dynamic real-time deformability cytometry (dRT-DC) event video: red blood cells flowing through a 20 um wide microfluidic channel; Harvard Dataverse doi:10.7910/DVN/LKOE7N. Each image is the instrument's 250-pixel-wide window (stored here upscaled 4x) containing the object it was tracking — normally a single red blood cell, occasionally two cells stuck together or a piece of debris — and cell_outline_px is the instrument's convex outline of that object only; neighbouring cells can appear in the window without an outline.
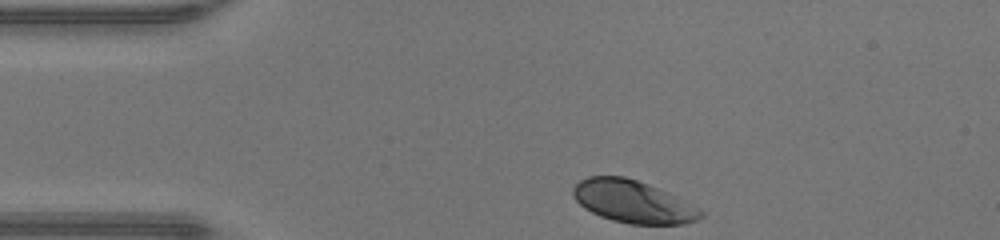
{"species": "human", "species_latin": "Homo sapiens", "temperature_condition": "warm", "stored_images_in_passage": 30, "camera_frame_rate_fps": 3000, "um_per_image_px": 0.085, "donor": {"sex": "male"}, "frame": {"image": 1, "passage_image": 1, "time_ms": 0.0, "image_size_px": [1000, 240], "cell_outline_px": [[704, 216], [696, 220], [684, 224], [632, 224], [612, 220], [600, 216], [584, 208], [576, 200], [572, 192], [572, 188], [580, 180], [588, 176], [624, 176], [648, 184], [676, 196], [704, 212]], "centroid_in_image_um": [53.78, 17.14], "position_along_channel_um": 31.2, "area_um2": 31.33}}
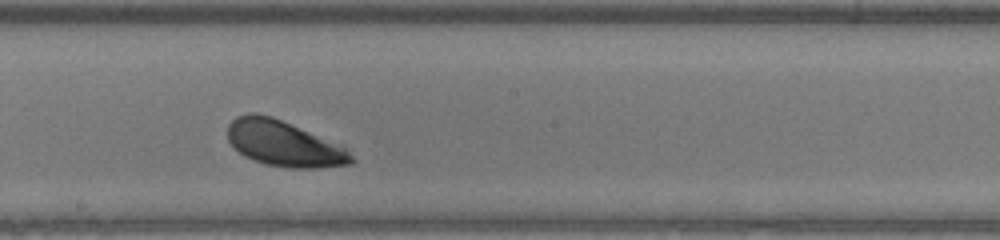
{"frame": {"image": 2, "passage_image": 18, "time_ms": 5.667, "image_size_px": [1000, 240], "cell_outline_px": [[356, 160], [352, 164], [316, 168], [288, 168], [264, 164], [244, 156], [228, 140], [228, 124], [236, 116], [248, 112], [256, 112], [272, 116], [344, 148]], "centroid_in_image_um": [24.07, 12.21], "position_along_channel_um": 224.1, "area_um2": 32.37}}
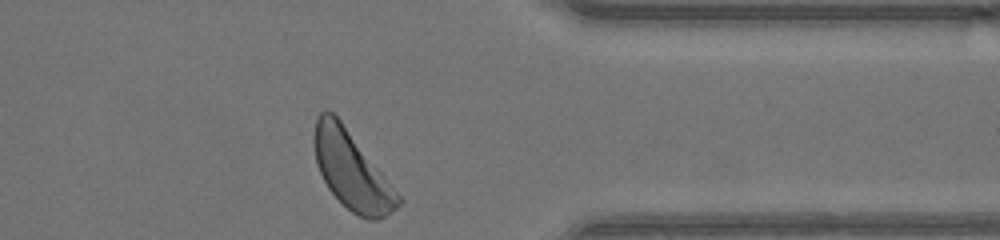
{"frame": {"image": 3, "passage_image": 30, "time_ms": 9.667, "image_size_px": [1000, 240], "cell_outline_px": [[404, 200], [396, 208], [384, 216], [376, 220], [368, 220], [352, 212], [328, 188], [316, 164], [312, 140], [312, 136], [316, 116], [324, 108], [332, 112], [340, 120]], "centroid_in_image_um": [29.85, 14.45], "position_along_channel_um": 381.5, "area_um2": 37.63}, "authors_computed_cell_mechanics": {"area_um2": 33.1483, "velocity_mm_per_s": 4.2765, "shape_relaxation_time_tau1_ms": 1.0829, "shape_relaxation_time_tau2_ms": null, "deformation_change_tau1": 0.0909, "deformation_change_tau2": null}}